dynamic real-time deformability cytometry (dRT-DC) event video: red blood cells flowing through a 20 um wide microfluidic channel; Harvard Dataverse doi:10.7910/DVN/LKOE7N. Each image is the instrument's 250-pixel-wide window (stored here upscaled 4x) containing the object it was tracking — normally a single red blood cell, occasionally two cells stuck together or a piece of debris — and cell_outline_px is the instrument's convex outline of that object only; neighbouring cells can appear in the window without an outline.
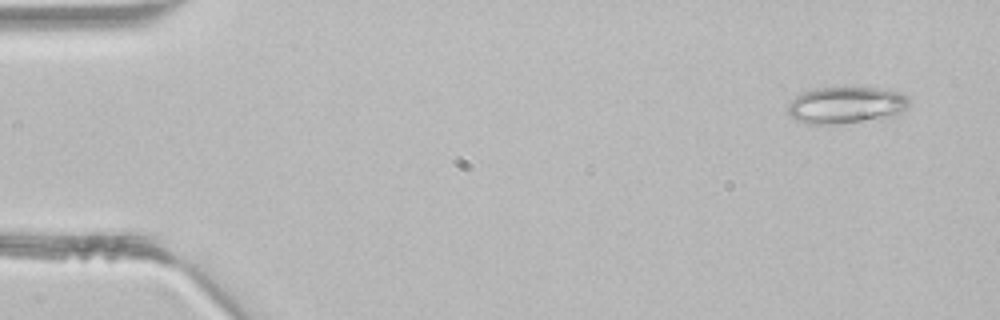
{"species": "common noctule bat (a hibernating species)", "species_latin": "Nyctalus noctula", "temperature_condition": "room temperature", "stored_images_in_passage": 3, "camera_frame_rate_fps": 3000, "um_per_image_px": 0.085, "animal": {"sex": "male", "body_mass_g": 21.5, "forearm_length_mm": 52.0}, "frame": {"image": 1, "passage_image": 3, "time_ms": 0.667, "image_size_px": [1000, 320], "cell_outline_px": [[912, 104], [900, 116], [892, 120], [824, 124], [808, 124], [796, 120], [788, 112], [788, 104], [796, 96], [804, 92], [816, 88], [880, 88], [900, 92], [908, 96], [912, 100]], "centroid_in_image_um": [72.09, 8.97], "position_along_channel_um": 12.9, "area_um2": 26.93}}